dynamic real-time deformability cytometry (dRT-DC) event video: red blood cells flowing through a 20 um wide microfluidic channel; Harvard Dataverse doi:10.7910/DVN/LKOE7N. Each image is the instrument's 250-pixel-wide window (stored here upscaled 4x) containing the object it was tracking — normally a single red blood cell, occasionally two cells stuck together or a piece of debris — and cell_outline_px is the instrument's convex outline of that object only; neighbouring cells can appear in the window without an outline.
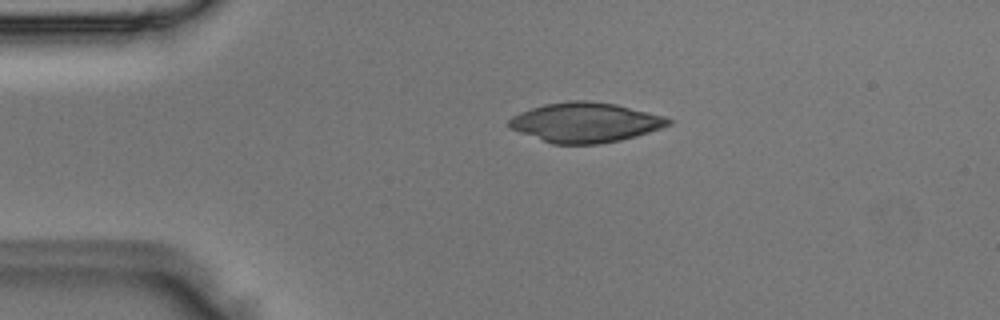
{"species": "Egyptian fruit bat (a non-hibernating species)", "species_latin": "Rousettus aegyptiacus", "temperature_condition": "room temperature", "stored_images_in_passage": 1, "camera_frame_rate_fps": 3000, "um_per_image_px": 0.085, "animal": {"sex": "male"}, "frame": {"image": 1, "passage_image": 1, "time_ms": 0.0, "image_size_px": [1000, 320], "cell_outline_px": [[672, 124], [636, 136], [620, 140], [600, 144], [552, 144], [508, 128], [508, 120], [512, 116], [520, 112], [544, 104], [568, 100], [584, 100], [616, 104], [664, 116], [672, 120]], "centroid_in_image_um": [49.72, 10.41], "position_along_channel_um": 35.3, "area_um2": 36.93}}